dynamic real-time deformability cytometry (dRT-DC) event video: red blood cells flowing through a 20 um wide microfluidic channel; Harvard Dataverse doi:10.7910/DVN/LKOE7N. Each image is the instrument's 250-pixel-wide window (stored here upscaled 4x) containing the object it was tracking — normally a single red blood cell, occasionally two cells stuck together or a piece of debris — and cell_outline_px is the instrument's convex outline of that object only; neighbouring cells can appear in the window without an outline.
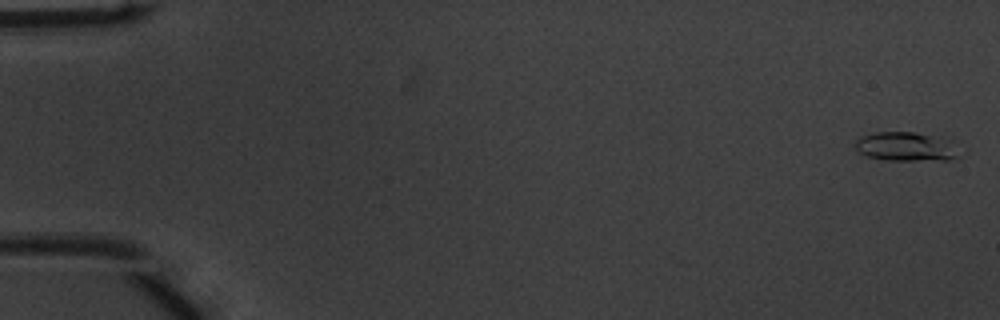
{"species": "common noctule bat (a hibernating species)", "species_latin": "Nyctalus noctula", "temperature_condition": "warm", "stored_images_in_passage": 9, "camera_frame_rate_fps": 3000, "um_per_image_px": 0.085, "animal": {"sex": "male", "body_mass_g": 20.1, "forearm_length_mm": 53.5}, "frame": {"image": 1, "passage_image": 1, "time_ms": 0.0, "image_size_px": [1000, 320], "cell_outline_px": [[968, 152], [952, 160], [884, 160], [868, 156], [860, 152], [856, 148], [856, 140], [860, 136], [876, 132], [916, 132], [956, 140]], "centroid_in_image_um": [77.25, 12.46], "position_along_channel_um": 7.8, "area_um2": 18.55}}